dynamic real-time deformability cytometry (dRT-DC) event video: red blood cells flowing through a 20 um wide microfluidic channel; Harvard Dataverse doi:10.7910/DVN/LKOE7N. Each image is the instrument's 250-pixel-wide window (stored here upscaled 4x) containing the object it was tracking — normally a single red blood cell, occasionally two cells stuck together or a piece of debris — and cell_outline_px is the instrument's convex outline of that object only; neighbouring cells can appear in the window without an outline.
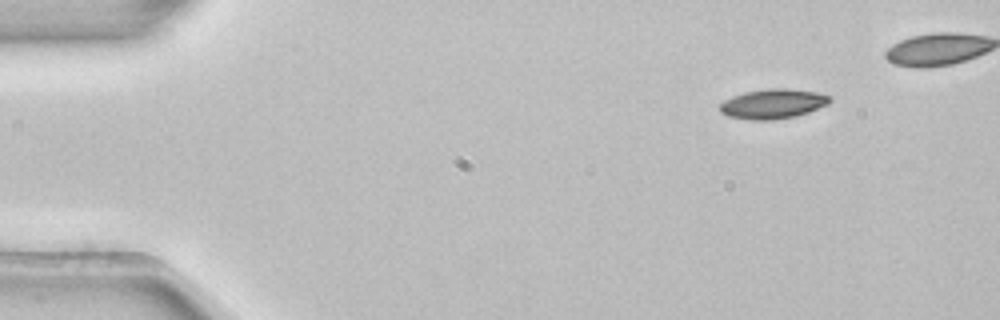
{"species": "common noctule bat (a hibernating species)", "species_latin": "Nyctalus noctula", "temperature_condition": "room temperature", "stored_images_in_passage": 5, "segment_of_instrument_passage": [2, 2], "camera_frame_rate_fps": 3000, "um_per_image_px": 0.085, "animal": {"sex": "female", "body_mass_g": 22.7, "forearm_length_mm": 54.2}, "frame": {"image": 1, "passage_image": 5, "time_ms": 1.333, "image_size_px": [1000, 320], "cell_outline_px": [[832, 100], [828, 104], [808, 112], [796, 116], [772, 120], [752, 120], [728, 116], [720, 112], [720, 104], [724, 100], [732, 96], [744, 92], [768, 88], [788, 88], [816, 92], [832, 96]], "centroid_in_image_um": [65.71, 8.82], "position_along_channel_um": 19.3, "area_um2": 19.13}}